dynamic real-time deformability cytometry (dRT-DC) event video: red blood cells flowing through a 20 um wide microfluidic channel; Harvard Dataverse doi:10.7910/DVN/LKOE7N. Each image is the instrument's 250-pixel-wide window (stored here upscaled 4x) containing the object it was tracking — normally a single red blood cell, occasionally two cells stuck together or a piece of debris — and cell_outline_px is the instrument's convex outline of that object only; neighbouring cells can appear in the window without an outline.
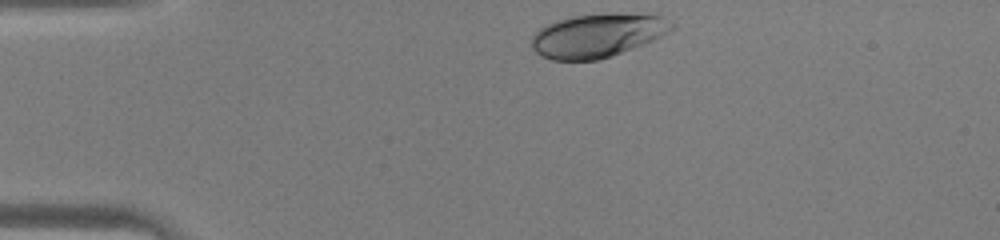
{"species": "human", "species_latin": "Homo sapiens", "temperature_condition": "warm", "stored_images_in_passage": 29, "camera_frame_rate_fps": 3000, "um_per_image_px": 0.085, "donor": {"sex": "male"}, "frame": {"image": 1, "passage_image": 1, "time_ms": 0.0, "image_size_px": [1000, 240], "cell_outline_px": [[676, 28], [672, 32], [644, 44], [612, 56], [596, 60], [552, 60], [540, 56], [532, 48], [532, 36], [540, 28], [556, 20], [572, 16], [604, 12], [656, 12], [676, 24]], "centroid_in_image_um": [50.91, 2.96], "position_along_channel_um": 34.1, "area_um2": 36.88}}
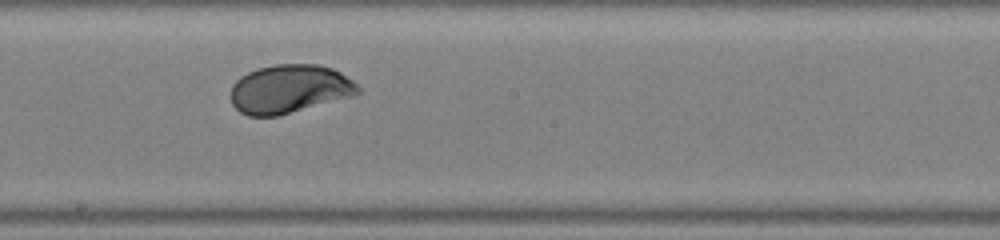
{"frame": {"image": 2, "passage_image": 17, "time_ms": 5.333, "image_size_px": [1000, 240], "cell_outline_px": [[360, 92], [356, 96], [276, 116], [248, 116], [240, 112], [232, 104], [232, 84], [240, 76], [256, 68], [276, 64], [316, 64], [332, 68], [340, 72], [352, 80], [360, 88]], "centroid_in_image_um": [24.62, 7.56], "position_along_channel_um": 223.6, "area_um2": 36.18}}
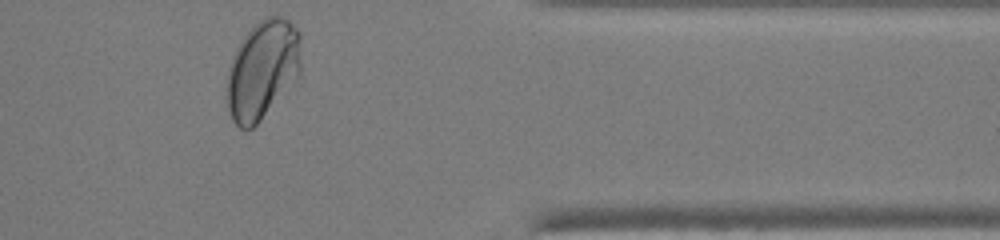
{"frame": {"image": 3, "passage_image": 29, "time_ms": 9.333, "image_size_px": [1000, 240], "cell_outline_px": [[300, 76], [260, 120], [252, 128], [240, 128], [232, 120], [228, 112], [224, 96], [228, 68], [236, 48], [244, 36], [260, 20], [268, 16], [284, 16], [300, 32]], "centroid_in_image_um": [22.28, 5.94], "position_along_channel_um": 389.1, "area_um2": 43.06}}